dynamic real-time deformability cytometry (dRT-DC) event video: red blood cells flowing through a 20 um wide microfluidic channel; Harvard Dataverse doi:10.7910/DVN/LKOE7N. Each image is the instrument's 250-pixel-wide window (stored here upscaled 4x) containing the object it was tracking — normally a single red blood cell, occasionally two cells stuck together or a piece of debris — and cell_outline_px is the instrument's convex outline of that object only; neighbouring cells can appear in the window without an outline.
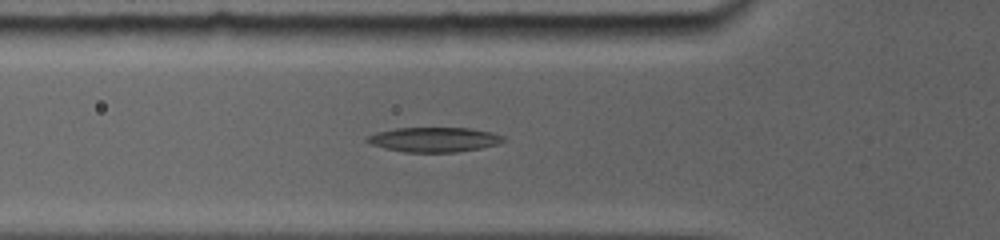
{"species": "common noctule bat (a hibernating species)", "species_latin": "Nyctalus noctula", "temperature_condition": "room temperature", "stored_images_in_passage": 23, "camera_frame_rate_fps": 5000, "um_per_image_px": 0.085, "animal": {"sex": "female", "body_mass_g": 19.0, "forearm_length_mm": 56.7}, "frame": {"image": 1, "passage_image": 2, "time_ms": 0.6, "image_size_px": [1000, 240], "cell_outline_px": [[504, 140], [496, 144], [480, 148], [456, 152], [404, 152], [372, 144], [368, 140], [368, 136], [380, 132], [400, 128], [468, 128], [488, 132], [500, 136]], "centroid_in_image_um": [36.91, 11.87], "position_along_channel_um": 88.9, "area_um2": 18.84}}
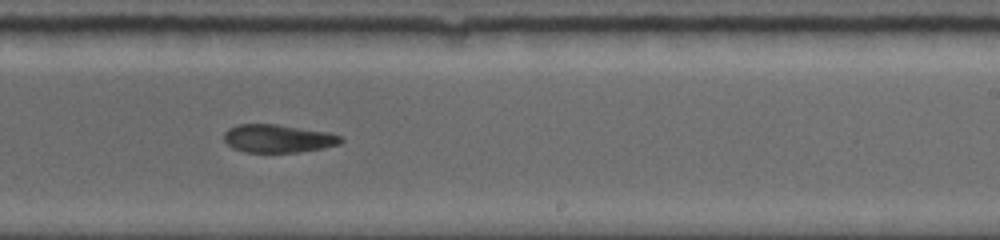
{"frame": {"image": 2, "passage_image": 11, "time_ms": 5.2, "image_size_px": [1000, 240], "cell_outline_px": [[344, 140], [340, 144], [324, 148], [300, 152], [244, 152], [232, 148], [224, 140], [224, 132], [228, 128], [240, 124], [276, 124], [328, 132], [340, 136]], "centroid_in_image_um": [23.63, 11.78], "position_along_channel_um": 265.4, "area_um2": 19.19}}
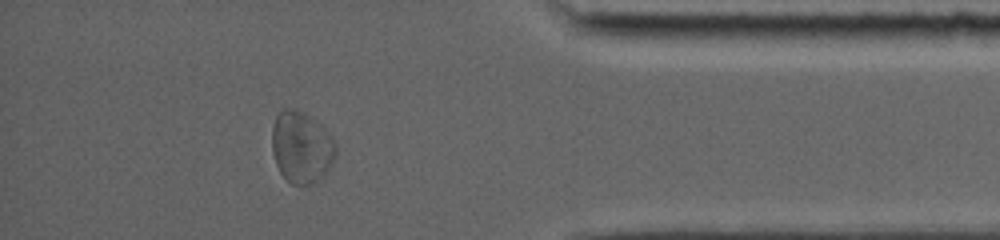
{"frame": {"image": 3, "passage_image": 20, "time_ms": 9.4, "image_size_px": [1000, 240], "cell_outline_px": [[336, 156], [328, 168], [312, 184], [292, 184], [280, 172], [276, 164], [272, 152], [272, 124], [276, 116], [284, 108], [292, 108], [316, 120], [332, 136], [336, 144]], "centroid_in_image_um": [25.61, 12.49], "position_along_channel_um": 409.6, "area_um2": 26.36}}